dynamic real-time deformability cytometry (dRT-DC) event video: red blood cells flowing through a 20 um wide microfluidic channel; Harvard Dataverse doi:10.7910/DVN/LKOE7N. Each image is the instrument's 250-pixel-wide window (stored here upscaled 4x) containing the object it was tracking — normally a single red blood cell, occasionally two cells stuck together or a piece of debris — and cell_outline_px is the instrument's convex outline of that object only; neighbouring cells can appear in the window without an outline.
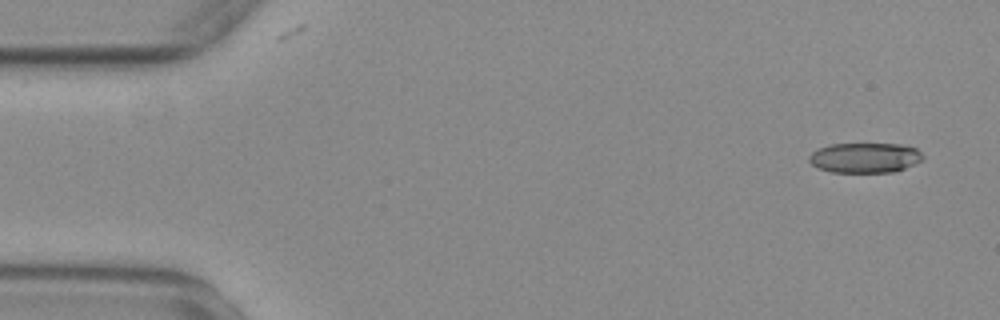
{"species": "common noctule bat (a hibernating species)", "species_latin": "Nyctalus noctula", "temperature_condition": "warm", "stored_images_in_passage": 17, "camera_frame_rate_fps": 3000, "um_per_image_px": 0.085, "animal": {"sex": "female", "body_mass_g": 29.2, "forearm_length_mm": 56.3}, "frame": {"image": 1, "passage_image": 3, "time_ms": 0.667, "image_size_px": [1000, 320], "cell_outline_px": [[924, 156], [920, 160], [904, 168], [892, 172], [832, 172], [816, 168], [808, 160], [808, 156], [816, 148], [828, 144], [900, 144], [916, 148]], "centroid_in_image_um": [73.44, 13.4], "position_along_channel_um": 11.6, "area_um2": 19.94}}